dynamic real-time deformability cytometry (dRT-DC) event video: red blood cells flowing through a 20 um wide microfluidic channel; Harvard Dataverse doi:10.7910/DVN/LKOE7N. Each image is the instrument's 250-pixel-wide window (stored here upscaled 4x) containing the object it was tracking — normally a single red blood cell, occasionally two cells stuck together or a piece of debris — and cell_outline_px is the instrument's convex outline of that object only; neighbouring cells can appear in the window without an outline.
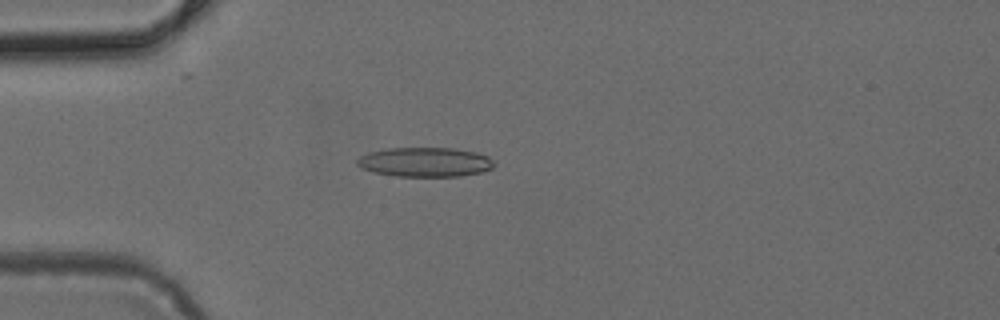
{"species": "common noctule bat (a hibernating species)", "species_latin": "Nyctalus noctula", "temperature_condition": "cold", "stored_images_in_passage": 4, "camera_frame_rate_fps": 3000, "um_per_image_px": 0.085, "animal": {"sex": "female", "body_mass_g": 24.6, "forearm_length_mm": 56.2}, "frame": {"image": 1, "passage_image": 4, "time_ms": 1.0, "image_size_px": [1000, 320], "cell_outline_px": [[496, 164], [492, 168], [480, 172], [460, 176], [392, 176], [372, 172], [360, 168], [356, 164], [356, 160], [360, 156], [368, 152], [388, 148], [452, 148], [476, 152], [488, 156]], "centroid_in_image_um": [36.09, 13.78], "position_along_channel_um": 48.9, "area_um2": 23.64}}